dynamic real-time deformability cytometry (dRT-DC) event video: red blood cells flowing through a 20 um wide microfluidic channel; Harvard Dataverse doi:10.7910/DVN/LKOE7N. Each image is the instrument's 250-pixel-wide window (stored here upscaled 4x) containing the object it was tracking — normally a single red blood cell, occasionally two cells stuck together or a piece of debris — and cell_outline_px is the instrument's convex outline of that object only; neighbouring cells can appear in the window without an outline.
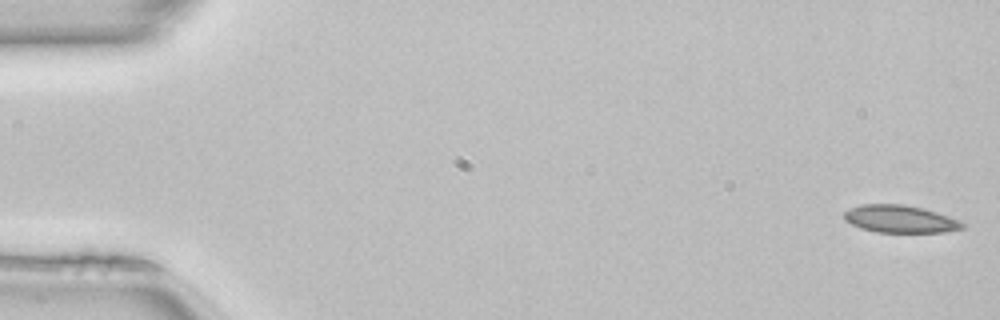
{"species": "common noctule bat (a hibernating species)", "species_latin": "Nyctalus noctula", "temperature_condition": "room temperature", "stored_images_in_passage": 50, "camera_frame_rate_fps": 3000, "um_per_image_px": 0.085, "animal": {"sex": "female", "body_mass_g": 22.7, "forearm_length_mm": 54.2}, "frame": {"image": 1, "passage_image": 1, "time_ms": 0.0, "image_size_px": [1000, 320], "cell_outline_px": [[964, 228], [944, 232], [876, 232], [860, 228], [844, 220], [844, 212], [860, 204], [904, 204], [924, 208], [948, 216], [964, 224]], "centroid_in_image_um": [76.48, 18.61], "position_along_channel_um": 8.5, "area_um2": 18.84}}
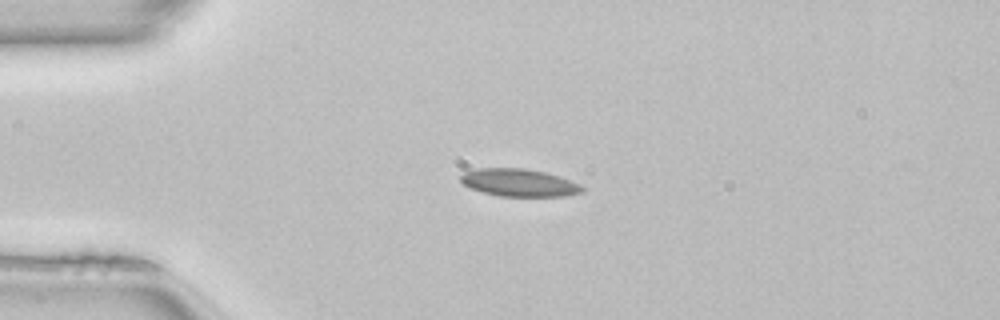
{"frame": {"image": 2, "passage_image": 12, "time_ms": 3.667, "image_size_px": [1000, 320], "cell_outline_px": [[588, 188], [584, 192], [564, 196], [500, 196], [480, 192], [468, 188], [460, 180], [460, 176], [464, 172], [480, 168], [524, 168], [544, 172], [560, 176], [580, 184]], "centroid_in_image_um": [44.14, 15.53], "position_along_channel_um": 40.9, "area_um2": 19.77}}
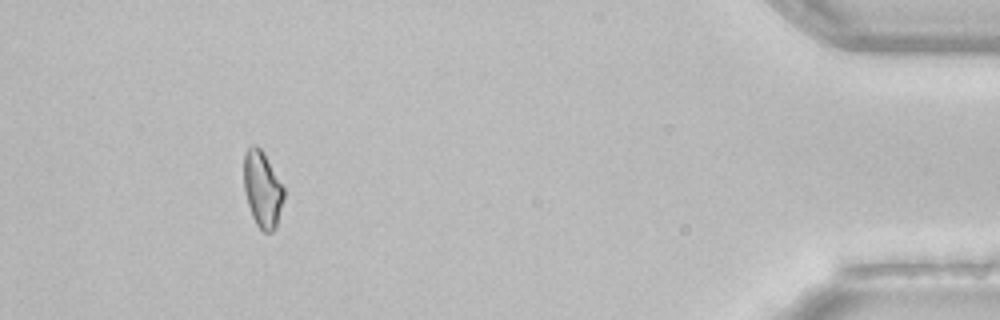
{"frame": {"image": 3, "passage_image": 46, "time_ms": 15.0, "image_size_px": [1000, 320], "cell_outline_px": [[284, 196], [276, 228], [272, 232], [264, 232], [256, 224], [252, 216], [248, 204], [244, 188], [244, 152], [252, 144], [256, 144], [264, 152], [284, 188]], "centroid_in_image_um": [22.3, 16.07], "position_along_channel_um": 412.9, "area_um2": 17.74}, "authors_computed_cell_mechanics": {"area_um2": 18.6694, "velocity_mm_per_s": 4.0907, "shape_relaxation_time_tau1_ms": 7.5529, "shape_relaxation_time_tau2_ms": null, "deformation_change_tau1": 0.1515, "deformation_change_tau2": null}}